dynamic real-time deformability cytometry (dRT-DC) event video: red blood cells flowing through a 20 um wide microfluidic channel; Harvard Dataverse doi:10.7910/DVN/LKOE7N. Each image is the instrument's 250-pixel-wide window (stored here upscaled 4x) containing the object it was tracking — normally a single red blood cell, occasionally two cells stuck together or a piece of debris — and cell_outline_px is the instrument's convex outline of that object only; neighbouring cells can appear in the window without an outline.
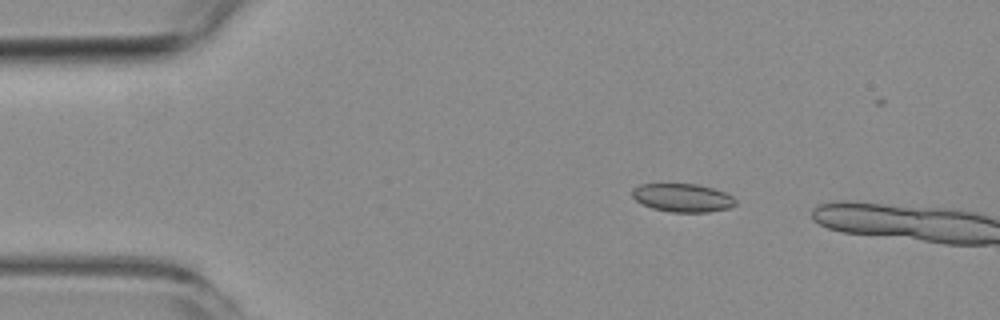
{"species": "common noctule bat (a hibernating species)", "species_latin": "Nyctalus noctula", "temperature_condition": "room temperature", "stored_images_in_passage": 3, "camera_frame_rate_fps": 3000, "um_per_image_px": 0.085, "animal": {"sex": "female", "body_mass_g": 19.3, "forearm_length_mm": 54.1}, "frame": {"image": 1, "passage_image": 2, "time_ms": 1.667, "image_size_px": [1000, 320], "cell_outline_px": [[736, 204], [728, 208], [708, 212], [672, 212], [652, 208], [636, 200], [632, 196], [632, 188], [640, 184], [696, 184], [712, 188], [724, 192], [732, 196], [736, 200]], "centroid_in_image_um": [58.01, 16.81], "position_along_channel_um": 27.0, "area_um2": 16.94}}